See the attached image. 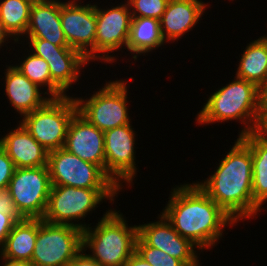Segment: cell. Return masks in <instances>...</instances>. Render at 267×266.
I'll list each match as a JSON object with an SVG mask.
<instances>
[{
  "mask_svg": "<svg viewBox=\"0 0 267 266\" xmlns=\"http://www.w3.org/2000/svg\"><path fill=\"white\" fill-rule=\"evenodd\" d=\"M95 11L97 23L94 61L113 64L117 60L114 51L127 47L132 19L129 5L122 1L117 6L113 4L111 8L104 9L95 3ZM111 53L114 55H109Z\"/></svg>",
  "mask_w": 267,
  "mask_h": 266,
  "instance_id": "cell-11",
  "label": "cell"
},
{
  "mask_svg": "<svg viewBox=\"0 0 267 266\" xmlns=\"http://www.w3.org/2000/svg\"><path fill=\"white\" fill-rule=\"evenodd\" d=\"M132 17H149L160 20L169 0H125Z\"/></svg>",
  "mask_w": 267,
  "mask_h": 266,
  "instance_id": "cell-28",
  "label": "cell"
},
{
  "mask_svg": "<svg viewBox=\"0 0 267 266\" xmlns=\"http://www.w3.org/2000/svg\"><path fill=\"white\" fill-rule=\"evenodd\" d=\"M104 213L97 225L83 230L82 249L88 248V255L104 266H123L136 251L137 225L129 226L115 209Z\"/></svg>",
  "mask_w": 267,
  "mask_h": 266,
  "instance_id": "cell-4",
  "label": "cell"
},
{
  "mask_svg": "<svg viewBox=\"0 0 267 266\" xmlns=\"http://www.w3.org/2000/svg\"><path fill=\"white\" fill-rule=\"evenodd\" d=\"M136 252L152 266H185V264L166 252L146 245L139 237L136 240Z\"/></svg>",
  "mask_w": 267,
  "mask_h": 266,
  "instance_id": "cell-27",
  "label": "cell"
},
{
  "mask_svg": "<svg viewBox=\"0 0 267 266\" xmlns=\"http://www.w3.org/2000/svg\"><path fill=\"white\" fill-rule=\"evenodd\" d=\"M34 1L0 0V20L15 43L23 39L26 34Z\"/></svg>",
  "mask_w": 267,
  "mask_h": 266,
  "instance_id": "cell-25",
  "label": "cell"
},
{
  "mask_svg": "<svg viewBox=\"0 0 267 266\" xmlns=\"http://www.w3.org/2000/svg\"><path fill=\"white\" fill-rule=\"evenodd\" d=\"M49 65L52 81L66 94L72 84H77L80 69L88 65L87 59L82 54H60V57L43 58ZM70 87V88H69Z\"/></svg>",
  "mask_w": 267,
  "mask_h": 266,
  "instance_id": "cell-24",
  "label": "cell"
},
{
  "mask_svg": "<svg viewBox=\"0 0 267 266\" xmlns=\"http://www.w3.org/2000/svg\"><path fill=\"white\" fill-rule=\"evenodd\" d=\"M123 266H152L146 262L136 251L129 257Z\"/></svg>",
  "mask_w": 267,
  "mask_h": 266,
  "instance_id": "cell-34",
  "label": "cell"
},
{
  "mask_svg": "<svg viewBox=\"0 0 267 266\" xmlns=\"http://www.w3.org/2000/svg\"><path fill=\"white\" fill-rule=\"evenodd\" d=\"M136 133L132 124H127L104 132L105 173L122 190L134 184L136 167Z\"/></svg>",
  "mask_w": 267,
  "mask_h": 266,
  "instance_id": "cell-12",
  "label": "cell"
},
{
  "mask_svg": "<svg viewBox=\"0 0 267 266\" xmlns=\"http://www.w3.org/2000/svg\"><path fill=\"white\" fill-rule=\"evenodd\" d=\"M78 112L73 96L51 98L44 106L22 117L20 122L48 152L63 148L69 124Z\"/></svg>",
  "mask_w": 267,
  "mask_h": 266,
  "instance_id": "cell-6",
  "label": "cell"
},
{
  "mask_svg": "<svg viewBox=\"0 0 267 266\" xmlns=\"http://www.w3.org/2000/svg\"><path fill=\"white\" fill-rule=\"evenodd\" d=\"M230 151L205 181L195 182L236 223L255 218L261 210L252 195V157L250 147L238 136Z\"/></svg>",
  "mask_w": 267,
  "mask_h": 266,
  "instance_id": "cell-2",
  "label": "cell"
},
{
  "mask_svg": "<svg viewBox=\"0 0 267 266\" xmlns=\"http://www.w3.org/2000/svg\"><path fill=\"white\" fill-rule=\"evenodd\" d=\"M263 39H264V41L267 43V34H265L264 36H261Z\"/></svg>",
  "mask_w": 267,
  "mask_h": 266,
  "instance_id": "cell-40",
  "label": "cell"
},
{
  "mask_svg": "<svg viewBox=\"0 0 267 266\" xmlns=\"http://www.w3.org/2000/svg\"><path fill=\"white\" fill-rule=\"evenodd\" d=\"M10 38V39H9ZM13 37L10 35V33L5 29L4 24L0 20V49L4 45L7 47L6 44L10 43L9 40H11ZM7 41V42H6ZM9 41V42H8ZM6 42V43H5ZM4 44V45H3Z\"/></svg>",
  "mask_w": 267,
  "mask_h": 266,
  "instance_id": "cell-36",
  "label": "cell"
},
{
  "mask_svg": "<svg viewBox=\"0 0 267 266\" xmlns=\"http://www.w3.org/2000/svg\"><path fill=\"white\" fill-rule=\"evenodd\" d=\"M8 132L0 138V146L6 151L16 168L47 166L48 151L20 122L16 128Z\"/></svg>",
  "mask_w": 267,
  "mask_h": 266,
  "instance_id": "cell-17",
  "label": "cell"
},
{
  "mask_svg": "<svg viewBox=\"0 0 267 266\" xmlns=\"http://www.w3.org/2000/svg\"><path fill=\"white\" fill-rule=\"evenodd\" d=\"M15 169L14 163L0 146V190H7Z\"/></svg>",
  "mask_w": 267,
  "mask_h": 266,
  "instance_id": "cell-31",
  "label": "cell"
},
{
  "mask_svg": "<svg viewBox=\"0 0 267 266\" xmlns=\"http://www.w3.org/2000/svg\"><path fill=\"white\" fill-rule=\"evenodd\" d=\"M8 205L6 190H0V208H4Z\"/></svg>",
  "mask_w": 267,
  "mask_h": 266,
  "instance_id": "cell-37",
  "label": "cell"
},
{
  "mask_svg": "<svg viewBox=\"0 0 267 266\" xmlns=\"http://www.w3.org/2000/svg\"><path fill=\"white\" fill-rule=\"evenodd\" d=\"M215 91L196 115L199 125L237 120L245 126L239 137L254 132L263 105L262 90L234 76L232 82Z\"/></svg>",
  "mask_w": 267,
  "mask_h": 266,
  "instance_id": "cell-3",
  "label": "cell"
},
{
  "mask_svg": "<svg viewBox=\"0 0 267 266\" xmlns=\"http://www.w3.org/2000/svg\"><path fill=\"white\" fill-rule=\"evenodd\" d=\"M51 186L47 166L16 168L6 190L7 203L20 218L42 219Z\"/></svg>",
  "mask_w": 267,
  "mask_h": 266,
  "instance_id": "cell-8",
  "label": "cell"
},
{
  "mask_svg": "<svg viewBox=\"0 0 267 266\" xmlns=\"http://www.w3.org/2000/svg\"><path fill=\"white\" fill-rule=\"evenodd\" d=\"M63 148L105 172L104 132L78 112L71 119Z\"/></svg>",
  "mask_w": 267,
  "mask_h": 266,
  "instance_id": "cell-15",
  "label": "cell"
},
{
  "mask_svg": "<svg viewBox=\"0 0 267 266\" xmlns=\"http://www.w3.org/2000/svg\"><path fill=\"white\" fill-rule=\"evenodd\" d=\"M6 67L4 91L11 107H14L21 117L41 108L51 99L46 92L41 91L42 88L30 81L17 67L14 65H6Z\"/></svg>",
  "mask_w": 267,
  "mask_h": 266,
  "instance_id": "cell-19",
  "label": "cell"
},
{
  "mask_svg": "<svg viewBox=\"0 0 267 266\" xmlns=\"http://www.w3.org/2000/svg\"><path fill=\"white\" fill-rule=\"evenodd\" d=\"M81 1L60 0L61 27L69 47L79 51L88 62H94L97 23L95 4L84 5V1Z\"/></svg>",
  "mask_w": 267,
  "mask_h": 266,
  "instance_id": "cell-13",
  "label": "cell"
},
{
  "mask_svg": "<svg viewBox=\"0 0 267 266\" xmlns=\"http://www.w3.org/2000/svg\"><path fill=\"white\" fill-rule=\"evenodd\" d=\"M24 60L20 61L17 67L20 72L30 81L38 85L51 98H62L67 96L51 79L49 65L47 61L41 57L34 55L32 52L28 56H24Z\"/></svg>",
  "mask_w": 267,
  "mask_h": 266,
  "instance_id": "cell-26",
  "label": "cell"
},
{
  "mask_svg": "<svg viewBox=\"0 0 267 266\" xmlns=\"http://www.w3.org/2000/svg\"><path fill=\"white\" fill-rule=\"evenodd\" d=\"M38 232V219L21 218L10 231L0 254L31 263Z\"/></svg>",
  "mask_w": 267,
  "mask_h": 266,
  "instance_id": "cell-22",
  "label": "cell"
},
{
  "mask_svg": "<svg viewBox=\"0 0 267 266\" xmlns=\"http://www.w3.org/2000/svg\"><path fill=\"white\" fill-rule=\"evenodd\" d=\"M240 138L251 150L254 204L260 210H264L262 205L267 202V142L260 139L254 132L242 135Z\"/></svg>",
  "mask_w": 267,
  "mask_h": 266,
  "instance_id": "cell-23",
  "label": "cell"
},
{
  "mask_svg": "<svg viewBox=\"0 0 267 266\" xmlns=\"http://www.w3.org/2000/svg\"><path fill=\"white\" fill-rule=\"evenodd\" d=\"M201 264L200 263H193V264H188V265H185V266H200Z\"/></svg>",
  "mask_w": 267,
  "mask_h": 266,
  "instance_id": "cell-39",
  "label": "cell"
},
{
  "mask_svg": "<svg viewBox=\"0 0 267 266\" xmlns=\"http://www.w3.org/2000/svg\"><path fill=\"white\" fill-rule=\"evenodd\" d=\"M164 43L158 19L132 17L126 49L133 54L134 61H137L139 55L145 56L148 52L165 45Z\"/></svg>",
  "mask_w": 267,
  "mask_h": 266,
  "instance_id": "cell-21",
  "label": "cell"
},
{
  "mask_svg": "<svg viewBox=\"0 0 267 266\" xmlns=\"http://www.w3.org/2000/svg\"><path fill=\"white\" fill-rule=\"evenodd\" d=\"M170 193L160 213L201 252L218 245L225 228L237 224L195 182L177 185Z\"/></svg>",
  "mask_w": 267,
  "mask_h": 266,
  "instance_id": "cell-1",
  "label": "cell"
},
{
  "mask_svg": "<svg viewBox=\"0 0 267 266\" xmlns=\"http://www.w3.org/2000/svg\"><path fill=\"white\" fill-rule=\"evenodd\" d=\"M47 167L51 185L87 189H120L98 166L59 148L48 152Z\"/></svg>",
  "mask_w": 267,
  "mask_h": 266,
  "instance_id": "cell-10",
  "label": "cell"
},
{
  "mask_svg": "<svg viewBox=\"0 0 267 266\" xmlns=\"http://www.w3.org/2000/svg\"><path fill=\"white\" fill-rule=\"evenodd\" d=\"M254 133L267 142V109H261Z\"/></svg>",
  "mask_w": 267,
  "mask_h": 266,
  "instance_id": "cell-33",
  "label": "cell"
},
{
  "mask_svg": "<svg viewBox=\"0 0 267 266\" xmlns=\"http://www.w3.org/2000/svg\"><path fill=\"white\" fill-rule=\"evenodd\" d=\"M82 232L75 226L38 219V232L31 264L68 266L82 250Z\"/></svg>",
  "mask_w": 267,
  "mask_h": 266,
  "instance_id": "cell-9",
  "label": "cell"
},
{
  "mask_svg": "<svg viewBox=\"0 0 267 266\" xmlns=\"http://www.w3.org/2000/svg\"><path fill=\"white\" fill-rule=\"evenodd\" d=\"M0 259L2 260L3 266H33L30 262L27 261H20V260H12L6 258L0 254Z\"/></svg>",
  "mask_w": 267,
  "mask_h": 266,
  "instance_id": "cell-35",
  "label": "cell"
},
{
  "mask_svg": "<svg viewBox=\"0 0 267 266\" xmlns=\"http://www.w3.org/2000/svg\"><path fill=\"white\" fill-rule=\"evenodd\" d=\"M208 6L202 0H169L160 21V30L165 42L177 41L192 31Z\"/></svg>",
  "mask_w": 267,
  "mask_h": 266,
  "instance_id": "cell-16",
  "label": "cell"
},
{
  "mask_svg": "<svg viewBox=\"0 0 267 266\" xmlns=\"http://www.w3.org/2000/svg\"><path fill=\"white\" fill-rule=\"evenodd\" d=\"M27 41V44L31 47L29 52L41 58L60 57V54H81L69 46H57L44 39L28 38Z\"/></svg>",
  "mask_w": 267,
  "mask_h": 266,
  "instance_id": "cell-29",
  "label": "cell"
},
{
  "mask_svg": "<svg viewBox=\"0 0 267 266\" xmlns=\"http://www.w3.org/2000/svg\"><path fill=\"white\" fill-rule=\"evenodd\" d=\"M263 105L261 109H267V87L262 91Z\"/></svg>",
  "mask_w": 267,
  "mask_h": 266,
  "instance_id": "cell-38",
  "label": "cell"
},
{
  "mask_svg": "<svg viewBox=\"0 0 267 266\" xmlns=\"http://www.w3.org/2000/svg\"><path fill=\"white\" fill-rule=\"evenodd\" d=\"M159 220L137 225L138 237L148 246L160 249L185 265L200 263L198 247L190 240L180 236L172 224L161 213Z\"/></svg>",
  "mask_w": 267,
  "mask_h": 266,
  "instance_id": "cell-14",
  "label": "cell"
},
{
  "mask_svg": "<svg viewBox=\"0 0 267 266\" xmlns=\"http://www.w3.org/2000/svg\"><path fill=\"white\" fill-rule=\"evenodd\" d=\"M20 219L9 205L0 208V250L3 248L10 231Z\"/></svg>",
  "mask_w": 267,
  "mask_h": 266,
  "instance_id": "cell-30",
  "label": "cell"
},
{
  "mask_svg": "<svg viewBox=\"0 0 267 266\" xmlns=\"http://www.w3.org/2000/svg\"><path fill=\"white\" fill-rule=\"evenodd\" d=\"M120 191L121 189H87L52 185L42 219L54 224L75 226L83 231L91 225V223L82 222L85 217L96 210V207L98 208L103 200H110V203L114 202ZM79 220L82 221L79 223Z\"/></svg>",
  "mask_w": 267,
  "mask_h": 266,
  "instance_id": "cell-5",
  "label": "cell"
},
{
  "mask_svg": "<svg viewBox=\"0 0 267 266\" xmlns=\"http://www.w3.org/2000/svg\"><path fill=\"white\" fill-rule=\"evenodd\" d=\"M127 85L123 79L111 80L89 99L74 96L78 113L103 132L130 124Z\"/></svg>",
  "mask_w": 267,
  "mask_h": 266,
  "instance_id": "cell-7",
  "label": "cell"
},
{
  "mask_svg": "<svg viewBox=\"0 0 267 266\" xmlns=\"http://www.w3.org/2000/svg\"><path fill=\"white\" fill-rule=\"evenodd\" d=\"M24 38H39L57 46H69L60 21V0H35Z\"/></svg>",
  "mask_w": 267,
  "mask_h": 266,
  "instance_id": "cell-18",
  "label": "cell"
},
{
  "mask_svg": "<svg viewBox=\"0 0 267 266\" xmlns=\"http://www.w3.org/2000/svg\"><path fill=\"white\" fill-rule=\"evenodd\" d=\"M68 266H104L91 258L83 249L73 258Z\"/></svg>",
  "mask_w": 267,
  "mask_h": 266,
  "instance_id": "cell-32",
  "label": "cell"
},
{
  "mask_svg": "<svg viewBox=\"0 0 267 266\" xmlns=\"http://www.w3.org/2000/svg\"><path fill=\"white\" fill-rule=\"evenodd\" d=\"M236 71L237 78L255 84L262 91L267 87V43L260 36L243 50Z\"/></svg>",
  "mask_w": 267,
  "mask_h": 266,
  "instance_id": "cell-20",
  "label": "cell"
}]
</instances>
